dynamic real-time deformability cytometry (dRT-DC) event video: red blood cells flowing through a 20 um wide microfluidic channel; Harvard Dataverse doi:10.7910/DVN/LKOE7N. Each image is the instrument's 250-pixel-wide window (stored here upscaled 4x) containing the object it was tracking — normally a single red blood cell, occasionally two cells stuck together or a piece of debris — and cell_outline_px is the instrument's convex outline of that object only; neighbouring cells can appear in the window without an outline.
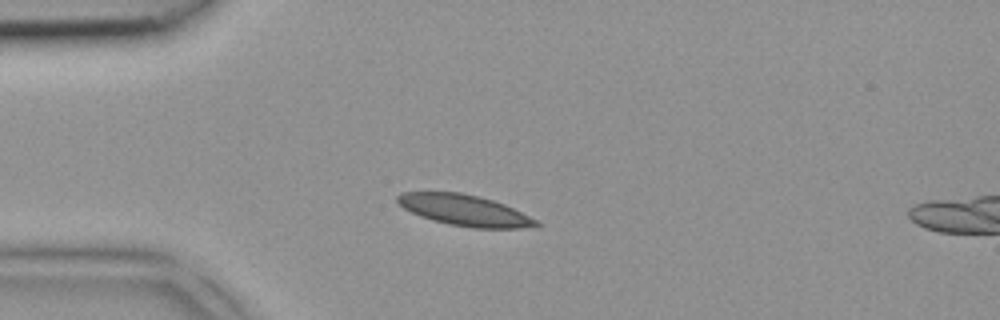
{"species": "common noctule bat (a hibernating species)", "species_latin": "Nyctalus noctula", "temperature_condition": "room temperature", "stored_images_in_passage": 4, "camera_frame_rate_fps": 3000, "um_per_image_px": 0.085, "animal": {"sex": "female", "body_mass_g": 18.4}, "frame": {"image": 1, "passage_image": 2, "time_ms": 0.333, "image_size_px": [1000, 320], "cell_outline_px": [[540, 228], [472, 228], [448, 224], [432, 220], [420, 216], [404, 208], [396, 200], [396, 196], [400, 192], [460, 192], [492, 200], [504, 204], [536, 220], [540, 224]], "centroid_in_image_um": [39.49, 17.88], "position_along_channel_um": 45.5, "area_um2": 24.97}}